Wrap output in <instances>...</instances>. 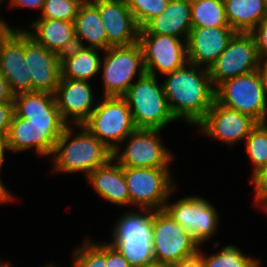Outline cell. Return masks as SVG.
<instances>
[{"instance_id": "cell-3", "label": "cell", "mask_w": 267, "mask_h": 267, "mask_svg": "<svg viewBox=\"0 0 267 267\" xmlns=\"http://www.w3.org/2000/svg\"><path fill=\"white\" fill-rule=\"evenodd\" d=\"M131 209L123 213L113 226L110 244L132 267L154 261L152 215L154 210Z\"/></svg>"}, {"instance_id": "cell-19", "label": "cell", "mask_w": 267, "mask_h": 267, "mask_svg": "<svg viewBox=\"0 0 267 267\" xmlns=\"http://www.w3.org/2000/svg\"><path fill=\"white\" fill-rule=\"evenodd\" d=\"M54 96L68 125H82L97 106L90 81L61 78Z\"/></svg>"}, {"instance_id": "cell-18", "label": "cell", "mask_w": 267, "mask_h": 267, "mask_svg": "<svg viewBox=\"0 0 267 267\" xmlns=\"http://www.w3.org/2000/svg\"><path fill=\"white\" fill-rule=\"evenodd\" d=\"M98 9L107 34V49L138 42L139 31L126 0H90Z\"/></svg>"}, {"instance_id": "cell-5", "label": "cell", "mask_w": 267, "mask_h": 267, "mask_svg": "<svg viewBox=\"0 0 267 267\" xmlns=\"http://www.w3.org/2000/svg\"><path fill=\"white\" fill-rule=\"evenodd\" d=\"M114 151L137 128L127 101L119 96H104L82 124Z\"/></svg>"}, {"instance_id": "cell-38", "label": "cell", "mask_w": 267, "mask_h": 267, "mask_svg": "<svg viewBox=\"0 0 267 267\" xmlns=\"http://www.w3.org/2000/svg\"><path fill=\"white\" fill-rule=\"evenodd\" d=\"M5 2L7 0H4ZM45 0H9L10 6L12 9L16 7V9L19 7L20 8H30V9H37L38 11L41 12L43 3Z\"/></svg>"}, {"instance_id": "cell-37", "label": "cell", "mask_w": 267, "mask_h": 267, "mask_svg": "<svg viewBox=\"0 0 267 267\" xmlns=\"http://www.w3.org/2000/svg\"><path fill=\"white\" fill-rule=\"evenodd\" d=\"M106 267H132L123 255L110 243H106Z\"/></svg>"}, {"instance_id": "cell-2", "label": "cell", "mask_w": 267, "mask_h": 267, "mask_svg": "<svg viewBox=\"0 0 267 267\" xmlns=\"http://www.w3.org/2000/svg\"><path fill=\"white\" fill-rule=\"evenodd\" d=\"M73 126L80 129L75 136ZM73 126L65 128L54 146L52 170L68 174L81 172L87 176L97 167L107 164L113 158V151L83 125Z\"/></svg>"}, {"instance_id": "cell-10", "label": "cell", "mask_w": 267, "mask_h": 267, "mask_svg": "<svg viewBox=\"0 0 267 267\" xmlns=\"http://www.w3.org/2000/svg\"><path fill=\"white\" fill-rule=\"evenodd\" d=\"M161 131L136 129L124 140L128 141L124 150L117 147L113 151V159L122 167L169 168L172 153L165 147Z\"/></svg>"}, {"instance_id": "cell-35", "label": "cell", "mask_w": 267, "mask_h": 267, "mask_svg": "<svg viewBox=\"0 0 267 267\" xmlns=\"http://www.w3.org/2000/svg\"><path fill=\"white\" fill-rule=\"evenodd\" d=\"M261 59L267 58V17L264 18L251 32Z\"/></svg>"}, {"instance_id": "cell-15", "label": "cell", "mask_w": 267, "mask_h": 267, "mask_svg": "<svg viewBox=\"0 0 267 267\" xmlns=\"http://www.w3.org/2000/svg\"><path fill=\"white\" fill-rule=\"evenodd\" d=\"M257 124L249 115L223 106L215 100L205 117L196 126H199L198 132L203 133L202 135L232 146L238 141H245Z\"/></svg>"}, {"instance_id": "cell-33", "label": "cell", "mask_w": 267, "mask_h": 267, "mask_svg": "<svg viewBox=\"0 0 267 267\" xmlns=\"http://www.w3.org/2000/svg\"><path fill=\"white\" fill-rule=\"evenodd\" d=\"M170 0H126L127 5L140 29L151 19L161 15Z\"/></svg>"}, {"instance_id": "cell-16", "label": "cell", "mask_w": 267, "mask_h": 267, "mask_svg": "<svg viewBox=\"0 0 267 267\" xmlns=\"http://www.w3.org/2000/svg\"><path fill=\"white\" fill-rule=\"evenodd\" d=\"M68 125H38L14 114L5 138L6 152H24L35 149L40 157H50L56 142Z\"/></svg>"}, {"instance_id": "cell-22", "label": "cell", "mask_w": 267, "mask_h": 267, "mask_svg": "<svg viewBox=\"0 0 267 267\" xmlns=\"http://www.w3.org/2000/svg\"><path fill=\"white\" fill-rule=\"evenodd\" d=\"M191 29L190 0H170L163 13L140 29L139 35H167L187 40Z\"/></svg>"}, {"instance_id": "cell-9", "label": "cell", "mask_w": 267, "mask_h": 267, "mask_svg": "<svg viewBox=\"0 0 267 267\" xmlns=\"http://www.w3.org/2000/svg\"><path fill=\"white\" fill-rule=\"evenodd\" d=\"M154 259L171 265L199 252V243L164 209L152 215Z\"/></svg>"}, {"instance_id": "cell-4", "label": "cell", "mask_w": 267, "mask_h": 267, "mask_svg": "<svg viewBox=\"0 0 267 267\" xmlns=\"http://www.w3.org/2000/svg\"><path fill=\"white\" fill-rule=\"evenodd\" d=\"M122 97L127 101L137 129L162 130L177 121L169 108L163 85L158 84L156 76L145 74L137 77Z\"/></svg>"}, {"instance_id": "cell-46", "label": "cell", "mask_w": 267, "mask_h": 267, "mask_svg": "<svg viewBox=\"0 0 267 267\" xmlns=\"http://www.w3.org/2000/svg\"><path fill=\"white\" fill-rule=\"evenodd\" d=\"M263 209V212L267 214V203L261 207V210Z\"/></svg>"}, {"instance_id": "cell-41", "label": "cell", "mask_w": 267, "mask_h": 267, "mask_svg": "<svg viewBox=\"0 0 267 267\" xmlns=\"http://www.w3.org/2000/svg\"><path fill=\"white\" fill-rule=\"evenodd\" d=\"M256 71L260 77L261 84L267 97V58L260 60Z\"/></svg>"}, {"instance_id": "cell-27", "label": "cell", "mask_w": 267, "mask_h": 267, "mask_svg": "<svg viewBox=\"0 0 267 267\" xmlns=\"http://www.w3.org/2000/svg\"><path fill=\"white\" fill-rule=\"evenodd\" d=\"M226 19L235 32L250 33L267 17V0H223Z\"/></svg>"}, {"instance_id": "cell-34", "label": "cell", "mask_w": 267, "mask_h": 267, "mask_svg": "<svg viewBox=\"0 0 267 267\" xmlns=\"http://www.w3.org/2000/svg\"><path fill=\"white\" fill-rule=\"evenodd\" d=\"M251 183L254 186V202L257 207L267 203V164L251 174Z\"/></svg>"}, {"instance_id": "cell-39", "label": "cell", "mask_w": 267, "mask_h": 267, "mask_svg": "<svg viewBox=\"0 0 267 267\" xmlns=\"http://www.w3.org/2000/svg\"><path fill=\"white\" fill-rule=\"evenodd\" d=\"M15 94L10 85L0 72V103H14Z\"/></svg>"}, {"instance_id": "cell-1", "label": "cell", "mask_w": 267, "mask_h": 267, "mask_svg": "<svg viewBox=\"0 0 267 267\" xmlns=\"http://www.w3.org/2000/svg\"><path fill=\"white\" fill-rule=\"evenodd\" d=\"M164 76L163 90L174 117L197 125L215 101L209 70L187 62Z\"/></svg>"}, {"instance_id": "cell-29", "label": "cell", "mask_w": 267, "mask_h": 267, "mask_svg": "<svg viewBox=\"0 0 267 267\" xmlns=\"http://www.w3.org/2000/svg\"><path fill=\"white\" fill-rule=\"evenodd\" d=\"M202 245L199 253L203 267H261L260 260L245 255L242 250L235 245H226L211 256H206Z\"/></svg>"}, {"instance_id": "cell-31", "label": "cell", "mask_w": 267, "mask_h": 267, "mask_svg": "<svg viewBox=\"0 0 267 267\" xmlns=\"http://www.w3.org/2000/svg\"><path fill=\"white\" fill-rule=\"evenodd\" d=\"M72 253V267H106V242H91L89 237Z\"/></svg>"}, {"instance_id": "cell-43", "label": "cell", "mask_w": 267, "mask_h": 267, "mask_svg": "<svg viewBox=\"0 0 267 267\" xmlns=\"http://www.w3.org/2000/svg\"><path fill=\"white\" fill-rule=\"evenodd\" d=\"M5 151H6L5 141L4 139L0 138V174H1V169L3 167L4 160H5V155H6Z\"/></svg>"}, {"instance_id": "cell-11", "label": "cell", "mask_w": 267, "mask_h": 267, "mask_svg": "<svg viewBox=\"0 0 267 267\" xmlns=\"http://www.w3.org/2000/svg\"><path fill=\"white\" fill-rule=\"evenodd\" d=\"M164 210L178 222L201 246L217 233L219 213L209 200L201 196H186L174 203H165Z\"/></svg>"}, {"instance_id": "cell-7", "label": "cell", "mask_w": 267, "mask_h": 267, "mask_svg": "<svg viewBox=\"0 0 267 267\" xmlns=\"http://www.w3.org/2000/svg\"><path fill=\"white\" fill-rule=\"evenodd\" d=\"M171 174L169 168L124 167L129 206L139 209H164L165 203L176 190Z\"/></svg>"}, {"instance_id": "cell-36", "label": "cell", "mask_w": 267, "mask_h": 267, "mask_svg": "<svg viewBox=\"0 0 267 267\" xmlns=\"http://www.w3.org/2000/svg\"><path fill=\"white\" fill-rule=\"evenodd\" d=\"M14 114V103H0V138L4 140L7 136Z\"/></svg>"}, {"instance_id": "cell-42", "label": "cell", "mask_w": 267, "mask_h": 267, "mask_svg": "<svg viewBox=\"0 0 267 267\" xmlns=\"http://www.w3.org/2000/svg\"><path fill=\"white\" fill-rule=\"evenodd\" d=\"M16 199L17 197L13 196V194L8 191L7 187H5L0 177V204L9 203L11 201H15Z\"/></svg>"}, {"instance_id": "cell-32", "label": "cell", "mask_w": 267, "mask_h": 267, "mask_svg": "<svg viewBox=\"0 0 267 267\" xmlns=\"http://www.w3.org/2000/svg\"><path fill=\"white\" fill-rule=\"evenodd\" d=\"M85 0H45L38 19L74 22L81 4Z\"/></svg>"}, {"instance_id": "cell-21", "label": "cell", "mask_w": 267, "mask_h": 267, "mask_svg": "<svg viewBox=\"0 0 267 267\" xmlns=\"http://www.w3.org/2000/svg\"><path fill=\"white\" fill-rule=\"evenodd\" d=\"M14 113L30 124L68 125L60 114L55 96L47 92H23L15 95Z\"/></svg>"}, {"instance_id": "cell-47", "label": "cell", "mask_w": 267, "mask_h": 267, "mask_svg": "<svg viewBox=\"0 0 267 267\" xmlns=\"http://www.w3.org/2000/svg\"><path fill=\"white\" fill-rule=\"evenodd\" d=\"M54 263H52V264H46V265H44V267H58V266H55V264L53 265Z\"/></svg>"}, {"instance_id": "cell-17", "label": "cell", "mask_w": 267, "mask_h": 267, "mask_svg": "<svg viewBox=\"0 0 267 267\" xmlns=\"http://www.w3.org/2000/svg\"><path fill=\"white\" fill-rule=\"evenodd\" d=\"M24 59L32 79V92L54 95L61 79L60 55L38 44L24 29Z\"/></svg>"}, {"instance_id": "cell-20", "label": "cell", "mask_w": 267, "mask_h": 267, "mask_svg": "<svg viewBox=\"0 0 267 267\" xmlns=\"http://www.w3.org/2000/svg\"><path fill=\"white\" fill-rule=\"evenodd\" d=\"M235 33L232 28H192L186 40L188 62L210 68Z\"/></svg>"}, {"instance_id": "cell-26", "label": "cell", "mask_w": 267, "mask_h": 267, "mask_svg": "<svg viewBox=\"0 0 267 267\" xmlns=\"http://www.w3.org/2000/svg\"><path fill=\"white\" fill-rule=\"evenodd\" d=\"M98 48L75 46L60 56L61 78L90 81L100 71L102 58Z\"/></svg>"}, {"instance_id": "cell-14", "label": "cell", "mask_w": 267, "mask_h": 267, "mask_svg": "<svg viewBox=\"0 0 267 267\" xmlns=\"http://www.w3.org/2000/svg\"><path fill=\"white\" fill-rule=\"evenodd\" d=\"M146 74H167L188 62L185 39L167 35H139Z\"/></svg>"}, {"instance_id": "cell-45", "label": "cell", "mask_w": 267, "mask_h": 267, "mask_svg": "<svg viewBox=\"0 0 267 267\" xmlns=\"http://www.w3.org/2000/svg\"><path fill=\"white\" fill-rule=\"evenodd\" d=\"M0 267H15V266H12V264L10 262H7V261H1L0 262Z\"/></svg>"}, {"instance_id": "cell-13", "label": "cell", "mask_w": 267, "mask_h": 267, "mask_svg": "<svg viewBox=\"0 0 267 267\" xmlns=\"http://www.w3.org/2000/svg\"><path fill=\"white\" fill-rule=\"evenodd\" d=\"M260 60L253 35L236 32L227 48L208 68L213 86L216 88L224 80L256 71Z\"/></svg>"}, {"instance_id": "cell-6", "label": "cell", "mask_w": 267, "mask_h": 267, "mask_svg": "<svg viewBox=\"0 0 267 267\" xmlns=\"http://www.w3.org/2000/svg\"><path fill=\"white\" fill-rule=\"evenodd\" d=\"M101 60L103 96L122 97L134 83V78L146 74L143 51L139 42L128 46H111Z\"/></svg>"}, {"instance_id": "cell-48", "label": "cell", "mask_w": 267, "mask_h": 267, "mask_svg": "<svg viewBox=\"0 0 267 267\" xmlns=\"http://www.w3.org/2000/svg\"><path fill=\"white\" fill-rule=\"evenodd\" d=\"M2 3H5L4 0H0V5H1Z\"/></svg>"}, {"instance_id": "cell-44", "label": "cell", "mask_w": 267, "mask_h": 267, "mask_svg": "<svg viewBox=\"0 0 267 267\" xmlns=\"http://www.w3.org/2000/svg\"><path fill=\"white\" fill-rule=\"evenodd\" d=\"M140 267H169V265L166 263L154 260V261L149 262V263L142 265Z\"/></svg>"}, {"instance_id": "cell-25", "label": "cell", "mask_w": 267, "mask_h": 267, "mask_svg": "<svg viewBox=\"0 0 267 267\" xmlns=\"http://www.w3.org/2000/svg\"><path fill=\"white\" fill-rule=\"evenodd\" d=\"M75 38L77 46L107 49V34L97 7L85 0L74 19ZM83 40L88 43L84 45Z\"/></svg>"}, {"instance_id": "cell-8", "label": "cell", "mask_w": 267, "mask_h": 267, "mask_svg": "<svg viewBox=\"0 0 267 267\" xmlns=\"http://www.w3.org/2000/svg\"><path fill=\"white\" fill-rule=\"evenodd\" d=\"M215 100L257 123H267V97L257 71L224 80L215 88Z\"/></svg>"}, {"instance_id": "cell-24", "label": "cell", "mask_w": 267, "mask_h": 267, "mask_svg": "<svg viewBox=\"0 0 267 267\" xmlns=\"http://www.w3.org/2000/svg\"><path fill=\"white\" fill-rule=\"evenodd\" d=\"M31 28L35 31L26 30L31 38L60 56L77 46L74 22L36 19Z\"/></svg>"}, {"instance_id": "cell-30", "label": "cell", "mask_w": 267, "mask_h": 267, "mask_svg": "<svg viewBox=\"0 0 267 267\" xmlns=\"http://www.w3.org/2000/svg\"><path fill=\"white\" fill-rule=\"evenodd\" d=\"M245 143L254 173L267 164V123H258L245 139Z\"/></svg>"}, {"instance_id": "cell-28", "label": "cell", "mask_w": 267, "mask_h": 267, "mask_svg": "<svg viewBox=\"0 0 267 267\" xmlns=\"http://www.w3.org/2000/svg\"><path fill=\"white\" fill-rule=\"evenodd\" d=\"M192 28H231L223 0H190Z\"/></svg>"}, {"instance_id": "cell-12", "label": "cell", "mask_w": 267, "mask_h": 267, "mask_svg": "<svg viewBox=\"0 0 267 267\" xmlns=\"http://www.w3.org/2000/svg\"><path fill=\"white\" fill-rule=\"evenodd\" d=\"M0 16V72L12 92H32V79L24 59V28L11 27Z\"/></svg>"}, {"instance_id": "cell-40", "label": "cell", "mask_w": 267, "mask_h": 267, "mask_svg": "<svg viewBox=\"0 0 267 267\" xmlns=\"http://www.w3.org/2000/svg\"><path fill=\"white\" fill-rule=\"evenodd\" d=\"M169 267H203L201 262L200 253H196L193 256H190L188 258L182 259L178 262H175Z\"/></svg>"}, {"instance_id": "cell-23", "label": "cell", "mask_w": 267, "mask_h": 267, "mask_svg": "<svg viewBox=\"0 0 267 267\" xmlns=\"http://www.w3.org/2000/svg\"><path fill=\"white\" fill-rule=\"evenodd\" d=\"M93 190L109 203L129 206V193L124 178V167L113 158L105 165L97 167L87 176Z\"/></svg>"}]
</instances>
